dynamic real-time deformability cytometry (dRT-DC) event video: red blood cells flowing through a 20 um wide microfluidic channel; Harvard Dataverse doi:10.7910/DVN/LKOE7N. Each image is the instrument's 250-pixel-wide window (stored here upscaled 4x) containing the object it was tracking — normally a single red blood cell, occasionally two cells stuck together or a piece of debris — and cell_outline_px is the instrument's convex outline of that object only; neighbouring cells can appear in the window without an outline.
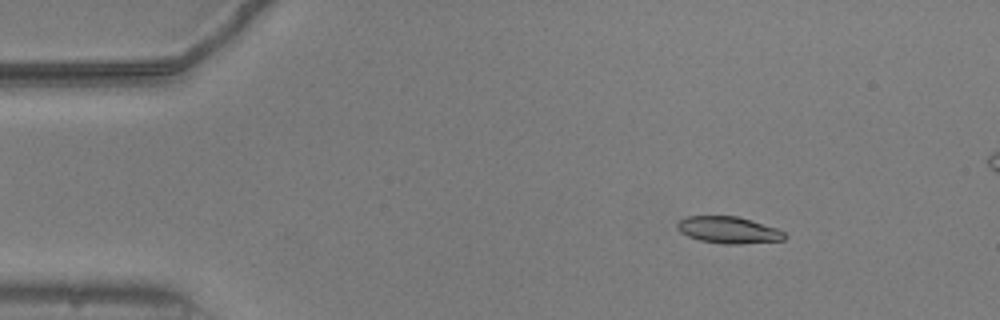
{"species": "common noctule bat (a hibernating species)", "species_latin": "Nyctalus noctula", "temperature_condition": "warm", "stored_images_in_passage": 52, "camera_frame_rate_fps": 3000, "um_per_image_px": 0.085, "animal": {"sex": "male", "body_mass_g": 20.5, "forearm_length_mm": 52.5}, "frame": {"image": 1, "passage_image": 7, "time_ms": 2.0, "image_size_px": [1000, 320], "cell_outline_px": [[788, 236], [784, 240], [740, 244], [724, 244], [700, 240], [688, 236], [680, 232], [676, 228], [676, 224], [684, 216], [736, 216], [752, 220], [776, 228], [784, 232]], "centroid_in_image_um": [61.92, 19.55], "position_along_channel_um": 23.1, "area_um2": 16.82}}
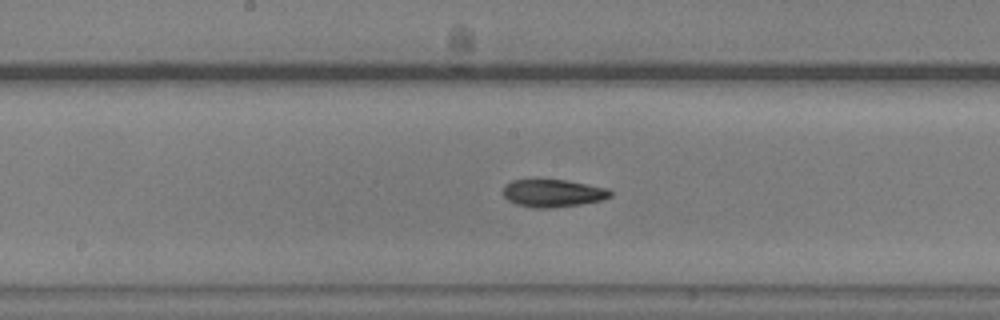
{"frame": {"image": 2, "passage_image": 27, "time_ms": 8.667, "image_size_px": [1000, 320], "cell_outline_px": [[612, 196], [604, 200], [580, 204], [552, 208], [532, 208], [516, 204], [508, 200], [500, 192], [504, 184], [512, 180], [564, 180], [608, 188], [612, 192]], "centroid_in_image_um": [46.97, 16.43], "position_along_channel_um": 201.2, "area_um2": 17.46}}
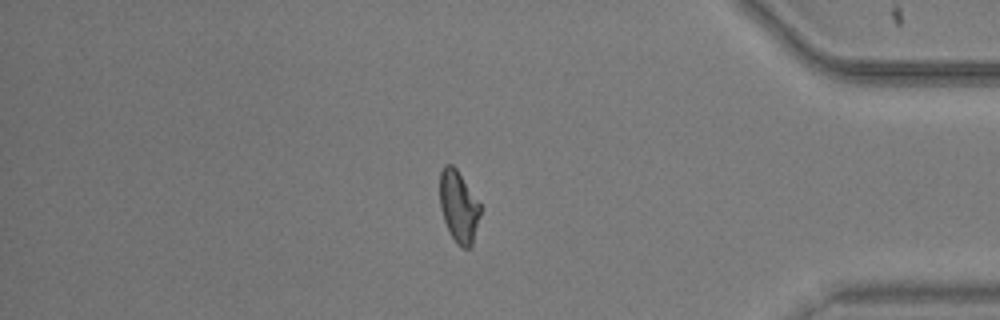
{"frame": {"image": 3, "passage_image": 45, "time_ms": 14.667, "image_size_px": [1000, 320], "cell_outline_px": [[484, 208], [472, 244], [468, 248], [460, 248], [448, 232], [440, 208], [440, 172], [444, 164], [452, 164], [456, 168]], "centroid_in_image_um": [39.02, 17.57], "position_along_channel_um": 396.2, "area_um2": 17.4}}